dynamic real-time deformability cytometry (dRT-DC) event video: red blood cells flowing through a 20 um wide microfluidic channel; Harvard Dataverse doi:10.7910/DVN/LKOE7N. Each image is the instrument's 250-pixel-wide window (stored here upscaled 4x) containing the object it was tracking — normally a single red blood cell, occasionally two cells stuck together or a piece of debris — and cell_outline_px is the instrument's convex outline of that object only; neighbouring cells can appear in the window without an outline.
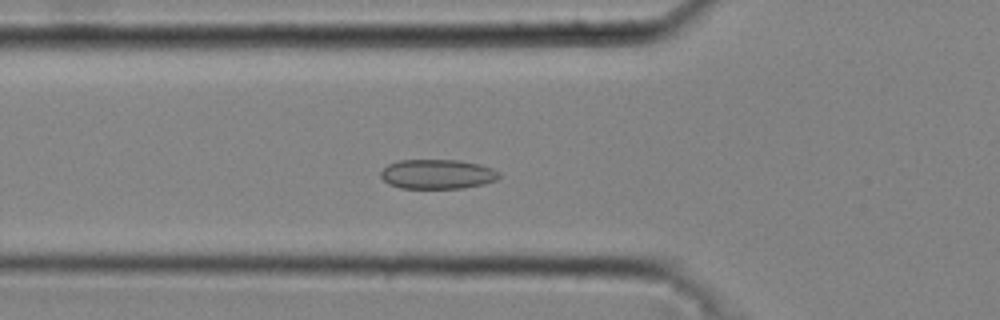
{"species": "common noctule bat (a hibernating species)", "species_latin": "Nyctalus noctula", "temperature_condition": "cold", "stored_images_in_passage": 39, "camera_frame_rate_fps": 3000, "um_per_image_px": 0.085, "animal": {"sex": "male", "body_mass_g": 20.4}, "frame": {"image": 1, "passage_image": 11, "time_ms": 3.333, "image_size_px": [1000, 320], "cell_outline_px": [[500, 176], [496, 180], [484, 184], [464, 188], [400, 188], [388, 184], [380, 176], [380, 172], [388, 164], [400, 160], [460, 160], [480, 164], [492, 168], [500, 172]], "centroid_in_image_um": [37.19, 14.8], "position_along_channel_um": 88.6, "area_um2": 20.52}}
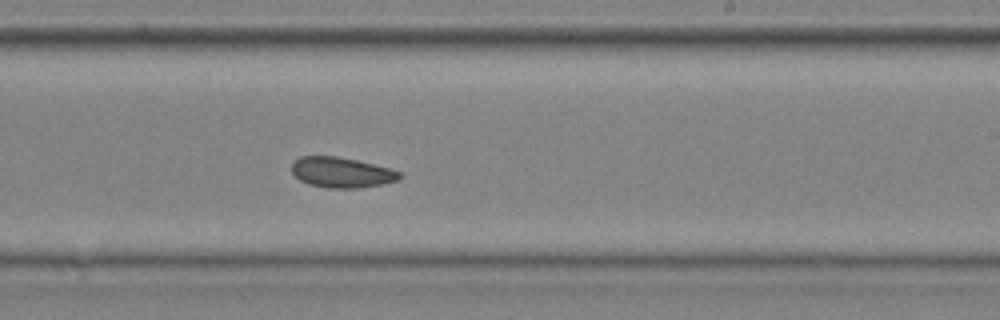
{"frame": {"image": 2, "passage_image": 23, "time_ms": 7.333, "image_size_px": [1000, 320], "cell_outline_px": [[404, 176], [400, 180], [360, 188], [324, 188], [308, 184], [300, 180], [292, 172], [292, 164], [300, 156], [336, 156], [356, 160], [404, 172]], "centroid_in_image_um": [29.07, 14.67], "position_along_channel_um": 259.9, "area_um2": 19.19}}
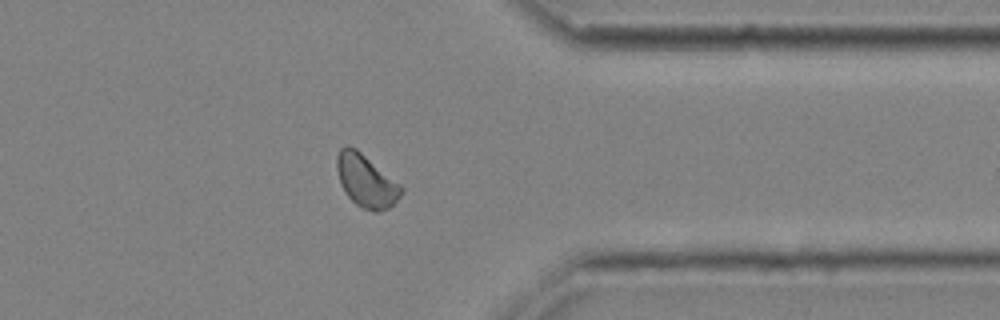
{"frame": {"image": 3, "passage_image": 32, "time_ms": 10.333, "image_size_px": [1000, 320], "cell_outline_px": [[404, 192], [388, 208], [376, 212], [372, 212], [360, 208], [348, 196], [340, 184], [336, 168], [336, 156], [340, 148], [344, 144], [348, 144], [356, 148], [400, 184], [404, 188]], "centroid_in_image_um": [31.09, 15.36], "position_along_channel_um": 380.3, "area_um2": 19.88}, "authors_computed_cell_mechanics": {"area_um2": 19.5942, "velocity_mm_per_s": 4.2851, "shape_relaxation_time_tau1_ms": 2.815, "shape_relaxation_time_tau2_ms": 3.6509, "deformation_change_tau1": 0.0489, "deformation_change_tau2": 0.0742}}